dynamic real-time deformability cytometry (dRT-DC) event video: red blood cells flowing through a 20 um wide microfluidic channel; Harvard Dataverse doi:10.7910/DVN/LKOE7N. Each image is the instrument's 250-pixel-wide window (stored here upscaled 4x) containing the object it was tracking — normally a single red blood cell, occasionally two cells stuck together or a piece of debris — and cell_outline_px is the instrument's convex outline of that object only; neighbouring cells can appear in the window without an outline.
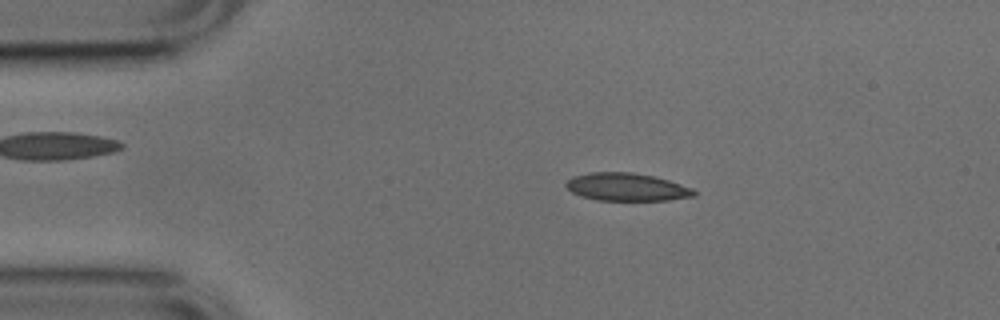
{"species": "common noctule bat (a hibernating species)", "species_latin": "Nyctalus noctula", "temperature_condition": "cold", "stored_images_in_passage": 51, "camera_frame_rate_fps": 3000, "um_per_image_px": 0.085, "animal": {"sex": "male", "body_mass_g": 17.9, "forearm_length_mm": 54.2}, "frame": {"image": 1, "passage_image": 9, "time_ms": 2.667, "image_size_px": [1000, 320], "cell_outline_px": [[696, 196], [668, 200], [596, 200], [580, 196], [572, 192], [564, 184], [572, 176], [588, 172], [632, 172], [652, 176], [668, 180], [692, 188], [696, 192]], "centroid_in_image_um": [53.24, 15.89], "position_along_channel_um": 31.8, "area_um2": 20.75}}
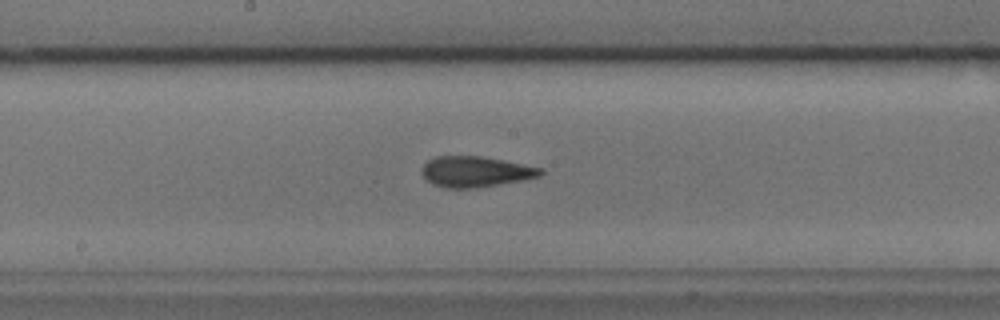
{"frame": {"image": 2, "passage_image": 26, "time_ms": 8.333, "image_size_px": [1000, 320], "cell_outline_px": [[544, 172], [540, 176], [524, 180], [476, 188], [444, 188], [432, 184], [420, 172], [424, 164], [428, 160], [436, 156], [480, 156], [504, 160], [544, 168]], "centroid_in_image_um": [40.44, 14.59], "position_along_channel_um": 207.8, "area_um2": 21.39}}
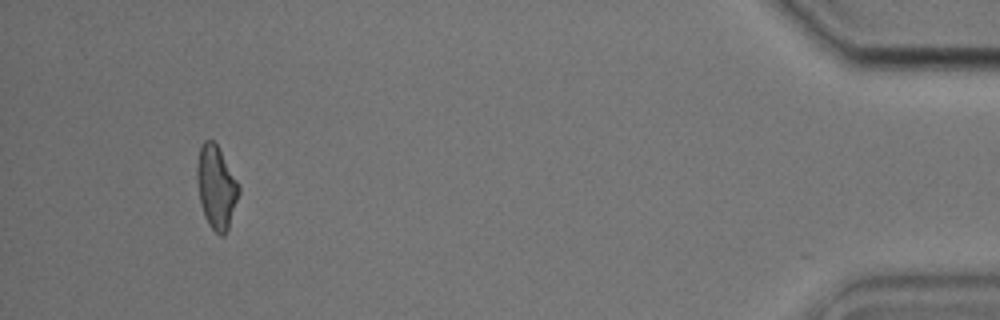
{"frame": {"image": 3, "passage_image": 48, "time_ms": 15.667, "image_size_px": [1000, 320], "cell_outline_px": [[240, 192], [228, 228], [224, 236], [220, 236], [208, 224], [204, 216], [200, 204], [196, 180], [196, 168], [200, 148], [204, 140], [212, 140], [216, 144], [240, 184]], "centroid_in_image_um": [18.38, 15.92], "position_along_channel_um": 416.8, "area_um2": 20.29}, "authors_computed_cell_mechanics": {"area_um2": 20.6924, "velocity_mm_per_s": 3.8268, "shape_relaxation_time_tau1_ms": 10.2233, "shape_relaxation_time_tau2_ms": 3.0843, "deformation_change_tau1": 0.2163, "deformation_change_tau2": 0.0987}}